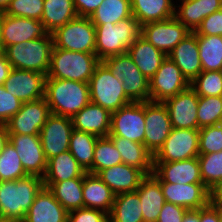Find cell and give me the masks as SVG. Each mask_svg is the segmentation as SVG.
<instances>
[{
  "mask_svg": "<svg viewBox=\"0 0 222 222\" xmlns=\"http://www.w3.org/2000/svg\"><path fill=\"white\" fill-rule=\"evenodd\" d=\"M43 187V179L34 175L0 181V216L22 222Z\"/></svg>",
  "mask_w": 222,
  "mask_h": 222,
  "instance_id": "1",
  "label": "cell"
},
{
  "mask_svg": "<svg viewBox=\"0 0 222 222\" xmlns=\"http://www.w3.org/2000/svg\"><path fill=\"white\" fill-rule=\"evenodd\" d=\"M45 99L52 114L72 118L90 103L89 83L46 78Z\"/></svg>",
  "mask_w": 222,
  "mask_h": 222,
  "instance_id": "2",
  "label": "cell"
},
{
  "mask_svg": "<svg viewBox=\"0 0 222 222\" xmlns=\"http://www.w3.org/2000/svg\"><path fill=\"white\" fill-rule=\"evenodd\" d=\"M94 26L96 28L95 54L100 61L126 53L141 35V25L134 16L120 20L117 24L107 22Z\"/></svg>",
  "mask_w": 222,
  "mask_h": 222,
  "instance_id": "3",
  "label": "cell"
},
{
  "mask_svg": "<svg viewBox=\"0 0 222 222\" xmlns=\"http://www.w3.org/2000/svg\"><path fill=\"white\" fill-rule=\"evenodd\" d=\"M52 33L34 40L23 41L4 49L12 68L37 71L47 76L53 48Z\"/></svg>",
  "mask_w": 222,
  "mask_h": 222,
  "instance_id": "4",
  "label": "cell"
},
{
  "mask_svg": "<svg viewBox=\"0 0 222 222\" xmlns=\"http://www.w3.org/2000/svg\"><path fill=\"white\" fill-rule=\"evenodd\" d=\"M100 60L95 53H84L55 48L51 51L50 68L46 78L89 83Z\"/></svg>",
  "mask_w": 222,
  "mask_h": 222,
  "instance_id": "5",
  "label": "cell"
},
{
  "mask_svg": "<svg viewBox=\"0 0 222 222\" xmlns=\"http://www.w3.org/2000/svg\"><path fill=\"white\" fill-rule=\"evenodd\" d=\"M89 92L90 102L100 105L110 113L132 102L124 93L122 81L102 61L97 64L89 80Z\"/></svg>",
  "mask_w": 222,
  "mask_h": 222,
  "instance_id": "6",
  "label": "cell"
},
{
  "mask_svg": "<svg viewBox=\"0 0 222 222\" xmlns=\"http://www.w3.org/2000/svg\"><path fill=\"white\" fill-rule=\"evenodd\" d=\"M52 36L55 48L95 53L96 28L88 17L77 16L57 28Z\"/></svg>",
  "mask_w": 222,
  "mask_h": 222,
  "instance_id": "7",
  "label": "cell"
},
{
  "mask_svg": "<svg viewBox=\"0 0 222 222\" xmlns=\"http://www.w3.org/2000/svg\"><path fill=\"white\" fill-rule=\"evenodd\" d=\"M199 156V129L173 128L153 163L182 161Z\"/></svg>",
  "mask_w": 222,
  "mask_h": 222,
  "instance_id": "8",
  "label": "cell"
},
{
  "mask_svg": "<svg viewBox=\"0 0 222 222\" xmlns=\"http://www.w3.org/2000/svg\"><path fill=\"white\" fill-rule=\"evenodd\" d=\"M144 102H131L111 113L109 137H122L144 144Z\"/></svg>",
  "mask_w": 222,
  "mask_h": 222,
  "instance_id": "9",
  "label": "cell"
},
{
  "mask_svg": "<svg viewBox=\"0 0 222 222\" xmlns=\"http://www.w3.org/2000/svg\"><path fill=\"white\" fill-rule=\"evenodd\" d=\"M150 82V101L165 102L176 94L185 91L190 83L180 68L168 56L162 61Z\"/></svg>",
  "mask_w": 222,
  "mask_h": 222,
  "instance_id": "10",
  "label": "cell"
},
{
  "mask_svg": "<svg viewBox=\"0 0 222 222\" xmlns=\"http://www.w3.org/2000/svg\"><path fill=\"white\" fill-rule=\"evenodd\" d=\"M51 110L45 97L23 102L20 110L5 124L9 135H39Z\"/></svg>",
  "mask_w": 222,
  "mask_h": 222,
  "instance_id": "11",
  "label": "cell"
},
{
  "mask_svg": "<svg viewBox=\"0 0 222 222\" xmlns=\"http://www.w3.org/2000/svg\"><path fill=\"white\" fill-rule=\"evenodd\" d=\"M144 116L146 125L144 145L154 156L163 146L173 127L163 102H144Z\"/></svg>",
  "mask_w": 222,
  "mask_h": 222,
  "instance_id": "12",
  "label": "cell"
},
{
  "mask_svg": "<svg viewBox=\"0 0 222 222\" xmlns=\"http://www.w3.org/2000/svg\"><path fill=\"white\" fill-rule=\"evenodd\" d=\"M190 32L175 16L162 21L149 22L141 26V36L166 56Z\"/></svg>",
  "mask_w": 222,
  "mask_h": 222,
  "instance_id": "13",
  "label": "cell"
},
{
  "mask_svg": "<svg viewBox=\"0 0 222 222\" xmlns=\"http://www.w3.org/2000/svg\"><path fill=\"white\" fill-rule=\"evenodd\" d=\"M48 33L40 20L0 13V36L3 49L23 41L44 37Z\"/></svg>",
  "mask_w": 222,
  "mask_h": 222,
  "instance_id": "14",
  "label": "cell"
},
{
  "mask_svg": "<svg viewBox=\"0 0 222 222\" xmlns=\"http://www.w3.org/2000/svg\"><path fill=\"white\" fill-rule=\"evenodd\" d=\"M73 130L70 117L51 114L43 125L39 136L44 156L52 157L69 150L70 135Z\"/></svg>",
  "mask_w": 222,
  "mask_h": 222,
  "instance_id": "15",
  "label": "cell"
},
{
  "mask_svg": "<svg viewBox=\"0 0 222 222\" xmlns=\"http://www.w3.org/2000/svg\"><path fill=\"white\" fill-rule=\"evenodd\" d=\"M46 75L32 70L12 68L4 82L6 91L22 103L45 97Z\"/></svg>",
  "mask_w": 222,
  "mask_h": 222,
  "instance_id": "16",
  "label": "cell"
},
{
  "mask_svg": "<svg viewBox=\"0 0 222 222\" xmlns=\"http://www.w3.org/2000/svg\"><path fill=\"white\" fill-rule=\"evenodd\" d=\"M165 202L198 210L212 201V192L203 183L178 184L160 182Z\"/></svg>",
  "mask_w": 222,
  "mask_h": 222,
  "instance_id": "17",
  "label": "cell"
},
{
  "mask_svg": "<svg viewBox=\"0 0 222 222\" xmlns=\"http://www.w3.org/2000/svg\"><path fill=\"white\" fill-rule=\"evenodd\" d=\"M9 142L17 151L27 175H34L43 179L47 168V160L44 156L40 136L9 135Z\"/></svg>",
  "mask_w": 222,
  "mask_h": 222,
  "instance_id": "18",
  "label": "cell"
},
{
  "mask_svg": "<svg viewBox=\"0 0 222 222\" xmlns=\"http://www.w3.org/2000/svg\"><path fill=\"white\" fill-rule=\"evenodd\" d=\"M198 101L199 96L189 87L163 102L167 107L173 128L199 129Z\"/></svg>",
  "mask_w": 222,
  "mask_h": 222,
  "instance_id": "19",
  "label": "cell"
},
{
  "mask_svg": "<svg viewBox=\"0 0 222 222\" xmlns=\"http://www.w3.org/2000/svg\"><path fill=\"white\" fill-rule=\"evenodd\" d=\"M152 175L159 182L173 184L203 183L197 157L182 161L153 163Z\"/></svg>",
  "mask_w": 222,
  "mask_h": 222,
  "instance_id": "20",
  "label": "cell"
},
{
  "mask_svg": "<svg viewBox=\"0 0 222 222\" xmlns=\"http://www.w3.org/2000/svg\"><path fill=\"white\" fill-rule=\"evenodd\" d=\"M167 56L180 68L189 83L203 71L194 32H190Z\"/></svg>",
  "mask_w": 222,
  "mask_h": 222,
  "instance_id": "21",
  "label": "cell"
},
{
  "mask_svg": "<svg viewBox=\"0 0 222 222\" xmlns=\"http://www.w3.org/2000/svg\"><path fill=\"white\" fill-rule=\"evenodd\" d=\"M97 175L116 195L136 191L147 176L142 170L124 163L103 169Z\"/></svg>",
  "mask_w": 222,
  "mask_h": 222,
  "instance_id": "22",
  "label": "cell"
},
{
  "mask_svg": "<svg viewBox=\"0 0 222 222\" xmlns=\"http://www.w3.org/2000/svg\"><path fill=\"white\" fill-rule=\"evenodd\" d=\"M71 119L75 130L98 137H106L110 134L111 113L100 105L90 102Z\"/></svg>",
  "mask_w": 222,
  "mask_h": 222,
  "instance_id": "23",
  "label": "cell"
},
{
  "mask_svg": "<svg viewBox=\"0 0 222 222\" xmlns=\"http://www.w3.org/2000/svg\"><path fill=\"white\" fill-rule=\"evenodd\" d=\"M67 214L53 193L43 187L22 222H67Z\"/></svg>",
  "mask_w": 222,
  "mask_h": 222,
  "instance_id": "24",
  "label": "cell"
},
{
  "mask_svg": "<svg viewBox=\"0 0 222 222\" xmlns=\"http://www.w3.org/2000/svg\"><path fill=\"white\" fill-rule=\"evenodd\" d=\"M82 196L85 208L99 209L109 214L116 194L97 174L85 172Z\"/></svg>",
  "mask_w": 222,
  "mask_h": 222,
  "instance_id": "25",
  "label": "cell"
},
{
  "mask_svg": "<svg viewBox=\"0 0 222 222\" xmlns=\"http://www.w3.org/2000/svg\"><path fill=\"white\" fill-rule=\"evenodd\" d=\"M127 53L148 80L153 77L160 68L162 61L166 58L163 52L141 35L128 48Z\"/></svg>",
  "mask_w": 222,
  "mask_h": 222,
  "instance_id": "26",
  "label": "cell"
},
{
  "mask_svg": "<svg viewBox=\"0 0 222 222\" xmlns=\"http://www.w3.org/2000/svg\"><path fill=\"white\" fill-rule=\"evenodd\" d=\"M139 194L144 222H157L165 203L160 182L151 174L147 175L136 190Z\"/></svg>",
  "mask_w": 222,
  "mask_h": 222,
  "instance_id": "27",
  "label": "cell"
},
{
  "mask_svg": "<svg viewBox=\"0 0 222 222\" xmlns=\"http://www.w3.org/2000/svg\"><path fill=\"white\" fill-rule=\"evenodd\" d=\"M121 154L122 163L142 170L146 175L153 173V155L144 144L122 137H110Z\"/></svg>",
  "mask_w": 222,
  "mask_h": 222,
  "instance_id": "28",
  "label": "cell"
},
{
  "mask_svg": "<svg viewBox=\"0 0 222 222\" xmlns=\"http://www.w3.org/2000/svg\"><path fill=\"white\" fill-rule=\"evenodd\" d=\"M130 1L132 15L141 26L149 22L162 21L175 16V3L173 0Z\"/></svg>",
  "mask_w": 222,
  "mask_h": 222,
  "instance_id": "29",
  "label": "cell"
},
{
  "mask_svg": "<svg viewBox=\"0 0 222 222\" xmlns=\"http://www.w3.org/2000/svg\"><path fill=\"white\" fill-rule=\"evenodd\" d=\"M84 174L78 178H72L61 182H43L54 197L68 211L84 207L82 196Z\"/></svg>",
  "mask_w": 222,
  "mask_h": 222,
  "instance_id": "30",
  "label": "cell"
},
{
  "mask_svg": "<svg viewBox=\"0 0 222 222\" xmlns=\"http://www.w3.org/2000/svg\"><path fill=\"white\" fill-rule=\"evenodd\" d=\"M85 171L68 150L47 161L43 182H61L81 177Z\"/></svg>",
  "mask_w": 222,
  "mask_h": 222,
  "instance_id": "31",
  "label": "cell"
},
{
  "mask_svg": "<svg viewBox=\"0 0 222 222\" xmlns=\"http://www.w3.org/2000/svg\"><path fill=\"white\" fill-rule=\"evenodd\" d=\"M77 16L73 0H44L41 22L49 33Z\"/></svg>",
  "mask_w": 222,
  "mask_h": 222,
  "instance_id": "32",
  "label": "cell"
},
{
  "mask_svg": "<svg viewBox=\"0 0 222 222\" xmlns=\"http://www.w3.org/2000/svg\"><path fill=\"white\" fill-rule=\"evenodd\" d=\"M108 217L110 222H144L138 192L117 194Z\"/></svg>",
  "mask_w": 222,
  "mask_h": 222,
  "instance_id": "33",
  "label": "cell"
},
{
  "mask_svg": "<svg viewBox=\"0 0 222 222\" xmlns=\"http://www.w3.org/2000/svg\"><path fill=\"white\" fill-rule=\"evenodd\" d=\"M98 136L73 129L70 135L69 151L85 172L92 168L94 148Z\"/></svg>",
  "mask_w": 222,
  "mask_h": 222,
  "instance_id": "34",
  "label": "cell"
},
{
  "mask_svg": "<svg viewBox=\"0 0 222 222\" xmlns=\"http://www.w3.org/2000/svg\"><path fill=\"white\" fill-rule=\"evenodd\" d=\"M203 71H222V36L197 35Z\"/></svg>",
  "mask_w": 222,
  "mask_h": 222,
  "instance_id": "35",
  "label": "cell"
},
{
  "mask_svg": "<svg viewBox=\"0 0 222 222\" xmlns=\"http://www.w3.org/2000/svg\"><path fill=\"white\" fill-rule=\"evenodd\" d=\"M130 0H103L90 19L94 25H101L107 22L117 24L120 20L131 17Z\"/></svg>",
  "mask_w": 222,
  "mask_h": 222,
  "instance_id": "36",
  "label": "cell"
},
{
  "mask_svg": "<svg viewBox=\"0 0 222 222\" xmlns=\"http://www.w3.org/2000/svg\"><path fill=\"white\" fill-rule=\"evenodd\" d=\"M122 163L121 154L109 136L98 137L94 148L92 168L88 173L97 174L103 169Z\"/></svg>",
  "mask_w": 222,
  "mask_h": 222,
  "instance_id": "37",
  "label": "cell"
},
{
  "mask_svg": "<svg viewBox=\"0 0 222 222\" xmlns=\"http://www.w3.org/2000/svg\"><path fill=\"white\" fill-rule=\"evenodd\" d=\"M203 184L213 192L222 184V150L217 153L199 154Z\"/></svg>",
  "mask_w": 222,
  "mask_h": 222,
  "instance_id": "38",
  "label": "cell"
},
{
  "mask_svg": "<svg viewBox=\"0 0 222 222\" xmlns=\"http://www.w3.org/2000/svg\"><path fill=\"white\" fill-rule=\"evenodd\" d=\"M27 176L21 159L13 145L8 142L0 154V181L18 180Z\"/></svg>",
  "mask_w": 222,
  "mask_h": 222,
  "instance_id": "39",
  "label": "cell"
},
{
  "mask_svg": "<svg viewBox=\"0 0 222 222\" xmlns=\"http://www.w3.org/2000/svg\"><path fill=\"white\" fill-rule=\"evenodd\" d=\"M190 87L199 97L222 96V71H202Z\"/></svg>",
  "mask_w": 222,
  "mask_h": 222,
  "instance_id": "40",
  "label": "cell"
},
{
  "mask_svg": "<svg viewBox=\"0 0 222 222\" xmlns=\"http://www.w3.org/2000/svg\"><path fill=\"white\" fill-rule=\"evenodd\" d=\"M222 117V96L199 97L197 121L199 129L217 125Z\"/></svg>",
  "mask_w": 222,
  "mask_h": 222,
  "instance_id": "41",
  "label": "cell"
},
{
  "mask_svg": "<svg viewBox=\"0 0 222 222\" xmlns=\"http://www.w3.org/2000/svg\"><path fill=\"white\" fill-rule=\"evenodd\" d=\"M122 76L124 93L132 102L150 101V82L143 74Z\"/></svg>",
  "mask_w": 222,
  "mask_h": 222,
  "instance_id": "42",
  "label": "cell"
},
{
  "mask_svg": "<svg viewBox=\"0 0 222 222\" xmlns=\"http://www.w3.org/2000/svg\"><path fill=\"white\" fill-rule=\"evenodd\" d=\"M44 0H11L3 12L9 16L32 18L41 21Z\"/></svg>",
  "mask_w": 222,
  "mask_h": 222,
  "instance_id": "43",
  "label": "cell"
},
{
  "mask_svg": "<svg viewBox=\"0 0 222 222\" xmlns=\"http://www.w3.org/2000/svg\"><path fill=\"white\" fill-rule=\"evenodd\" d=\"M181 5H175V17L191 32L201 24L198 0H180ZM178 8V9H177Z\"/></svg>",
  "mask_w": 222,
  "mask_h": 222,
  "instance_id": "44",
  "label": "cell"
},
{
  "mask_svg": "<svg viewBox=\"0 0 222 222\" xmlns=\"http://www.w3.org/2000/svg\"><path fill=\"white\" fill-rule=\"evenodd\" d=\"M222 150V129L217 125L199 129V154L217 153Z\"/></svg>",
  "mask_w": 222,
  "mask_h": 222,
  "instance_id": "45",
  "label": "cell"
},
{
  "mask_svg": "<svg viewBox=\"0 0 222 222\" xmlns=\"http://www.w3.org/2000/svg\"><path fill=\"white\" fill-rule=\"evenodd\" d=\"M102 62L119 80H122V75L142 74L127 52L107 57L103 59Z\"/></svg>",
  "mask_w": 222,
  "mask_h": 222,
  "instance_id": "46",
  "label": "cell"
},
{
  "mask_svg": "<svg viewBox=\"0 0 222 222\" xmlns=\"http://www.w3.org/2000/svg\"><path fill=\"white\" fill-rule=\"evenodd\" d=\"M22 102L0 85V125H5L21 108Z\"/></svg>",
  "mask_w": 222,
  "mask_h": 222,
  "instance_id": "47",
  "label": "cell"
},
{
  "mask_svg": "<svg viewBox=\"0 0 222 222\" xmlns=\"http://www.w3.org/2000/svg\"><path fill=\"white\" fill-rule=\"evenodd\" d=\"M108 214L99 209L80 208L67 214V222H103Z\"/></svg>",
  "mask_w": 222,
  "mask_h": 222,
  "instance_id": "48",
  "label": "cell"
},
{
  "mask_svg": "<svg viewBox=\"0 0 222 222\" xmlns=\"http://www.w3.org/2000/svg\"><path fill=\"white\" fill-rule=\"evenodd\" d=\"M196 35H221L222 36V11L210 14L202 20L201 24L193 31Z\"/></svg>",
  "mask_w": 222,
  "mask_h": 222,
  "instance_id": "49",
  "label": "cell"
},
{
  "mask_svg": "<svg viewBox=\"0 0 222 222\" xmlns=\"http://www.w3.org/2000/svg\"><path fill=\"white\" fill-rule=\"evenodd\" d=\"M187 211L183 206L165 202L157 222H182Z\"/></svg>",
  "mask_w": 222,
  "mask_h": 222,
  "instance_id": "50",
  "label": "cell"
},
{
  "mask_svg": "<svg viewBox=\"0 0 222 222\" xmlns=\"http://www.w3.org/2000/svg\"><path fill=\"white\" fill-rule=\"evenodd\" d=\"M103 0H73L76 13L80 17H88L95 12Z\"/></svg>",
  "mask_w": 222,
  "mask_h": 222,
  "instance_id": "51",
  "label": "cell"
},
{
  "mask_svg": "<svg viewBox=\"0 0 222 222\" xmlns=\"http://www.w3.org/2000/svg\"><path fill=\"white\" fill-rule=\"evenodd\" d=\"M222 207L211 201L206 207L200 209V222H221Z\"/></svg>",
  "mask_w": 222,
  "mask_h": 222,
  "instance_id": "52",
  "label": "cell"
},
{
  "mask_svg": "<svg viewBox=\"0 0 222 222\" xmlns=\"http://www.w3.org/2000/svg\"><path fill=\"white\" fill-rule=\"evenodd\" d=\"M201 15V22L210 14L219 11L222 8V0H198Z\"/></svg>",
  "mask_w": 222,
  "mask_h": 222,
  "instance_id": "53",
  "label": "cell"
},
{
  "mask_svg": "<svg viewBox=\"0 0 222 222\" xmlns=\"http://www.w3.org/2000/svg\"><path fill=\"white\" fill-rule=\"evenodd\" d=\"M12 70V66L10 62L7 60L5 55L0 58V85H4V82L8 78L10 71Z\"/></svg>",
  "mask_w": 222,
  "mask_h": 222,
  "instance_id": "54",
  "label": "cell"
},
{
  "mask_svg": "<svg viewBox=\"0 0 222 222\" xmlns=\"http://www.w3.org/2000/svg\"><path fill=\"white\" fill-rule=\"evenodd\" d=\"M182 222H200V209L188 210Z\"/></svg>",
  "mask_w": 222,
  "mask_h": 222,
  "instance_id": "55",
  "label": "cell"
},
{
  "mask_svg": "<svg viewBox=\"0 0 222 222\" xmlns=\"http://www.w3.org/2000/svg\"><path fill=\"white\" fill-rule=\"evenodd\" d=\"M9 142V134L6 125H0V154L4 146Z\"/></svg>",
  "mask_w": 222,
  "mask_h": 222,
  "instance_id": "56",
  "label": "cell"
},
{
  "mask_svg": "<svg viewBox=\"0 0 222 222\" xmlns=\"http://www.w3.org/2000/svg\"><path fill=\"white\" fill-rule=\"evenodd\" d=\"M212 201L222 207V184L212 192Z\"/></svg>",
  "mask_w": 222,
  "mask_h": 222,
  "instance_id": "57",
  "label": "cell"
},
{
  "mask_svg": "<svg viewBox=\"0 0 222 222\" xmlns=\"http://www.w3.org/2000/svg\"><path fill=\"white\" fill-rule=\"evenodd\" d=\"M11 0H0V13L4 12Z\"/></svg>",
  "mask_w": 222,
  "mask_h": 222,
  "instance_id": "58",
  "label": "cell"
},
{
  "mask_svg": "<svg viewBox=\"0 0 222 222\" xmlns=\"http://www.w3.org/2000/svg\"><path fill=\"white\" fill-rule=\"evenodd\" d=\"M0 222H21V221L12 218L0 217Z\"/></svg>",
  "mask_w": 222,
  "mask_h": 222,
  "instance_id": "59",
  "label": "cell"
},
{
  "mask_svg": "<svg viewBox=\"0 0 222 222\" xmlns=\"http://www.w3.org/2000/svg\"><path fill=\"white\" fill-rule=\"evenodd\" d=\"M217 126L222 129V117L219 119Z\"/></svg>",
  "mask_w": 222,
  "mask_h": 222,
  "instance_id": "60",
  "label": "cell"
},
{
  "mask_svg": "<svg viewBox=\"0 0 222 222\" xmlns=\"http://www.w3.org/2000/svg\"><path fill=\"white\" fill-rule=\"evenodd\" d=\"M4 55V49L0 46V58Z\"/></svg>",
  "mask_w": 222,
  "mask_h": 222,
  "instance_id": "61",
  "label": "cell"
},
{
  "mask_svg": "<svg viewBox=\"0 0 222 222\" xmlns=\"http://www.w3.org/2000/svg\"><path fill=\"white\" fill-rule=\"evenodd\" d=\"M103 222H110L109 217H107Z\"/></svg>",
  "mask_w": 222,
  "mask_h": 222,
  "instance_id": "62",
  "label": "cell"
}]
</instances>
